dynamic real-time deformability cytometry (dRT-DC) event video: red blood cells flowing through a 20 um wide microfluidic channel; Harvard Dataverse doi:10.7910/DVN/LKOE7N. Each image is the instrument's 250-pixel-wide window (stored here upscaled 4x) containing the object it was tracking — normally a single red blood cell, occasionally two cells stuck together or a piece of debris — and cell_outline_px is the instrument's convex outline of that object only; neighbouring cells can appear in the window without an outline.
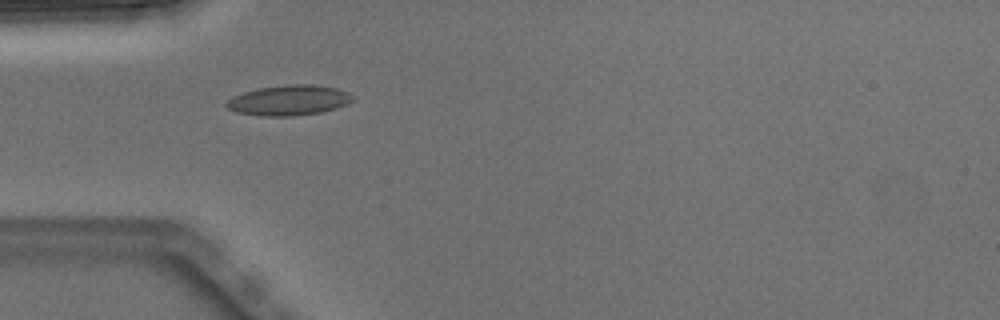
{"species": "Egyptian fruit bat (a non-hibernating species)", "species_latin": "Rousettus aegyptiacus", "temperature_condition": "warm", "stored_images_in_passage": 7, "camera_frame_rate_fps": 3000, "um_per_image_px": 0.085, "animal": {"sex": "male"}, "frame": {"image": 1, "passage_image": 5, "time_ms": 1.333, "image_size_px": [1000, 320], "cell_outline_px": [[356, 96], [352, 100], [336, 108], [320, 112], [292, 116], [260, 116], [236, 112], [228, 108], [224, 104], [232, 96], [244, 92], [260, 88], [288, 84], [312, 84], [336, 88], [348, 92]], "centroid_in_image_um": [24.54, 8.52], "position_along_channel_um": 60.5, "area_um2": 22.2}}